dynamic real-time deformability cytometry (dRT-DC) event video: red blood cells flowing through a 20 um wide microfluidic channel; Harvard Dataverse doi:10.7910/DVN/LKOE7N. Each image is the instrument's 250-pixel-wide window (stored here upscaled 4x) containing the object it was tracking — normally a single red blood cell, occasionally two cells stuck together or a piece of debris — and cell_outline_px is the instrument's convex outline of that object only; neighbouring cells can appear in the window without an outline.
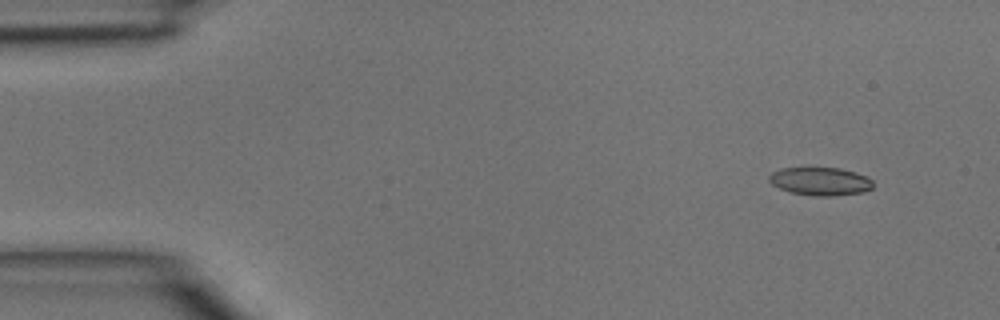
{"species": "common noctule bat (a hibernating species)", "species_latin": "Nyctalus noctula", "temperature_condition": "room temperature", "stored_images_in_passage": 5, "camera_frame_rate_fps": 3000, "um_per_image_px": 0.085, "animal": {"sex": "male", "body_mass_g": 15.6}, "frame": {"image": 1, "passage_image": 2, "time_ms": 0.333, "image_size_px": [1000, 320], "cell_outline_px": [[872, 188], [864, 192], [832, 196], [812, 196], [792, 192], [780, 188], [772, 184], [768, 180], [768, 176], [772, 172], [780, 168], [840, 168], [856, 172], [868, 176], [872, 180]], "centroid_in_image_um": [69.74, 15.41], "position_along_channel_um": 15.3, "area_um2": 17.11}}
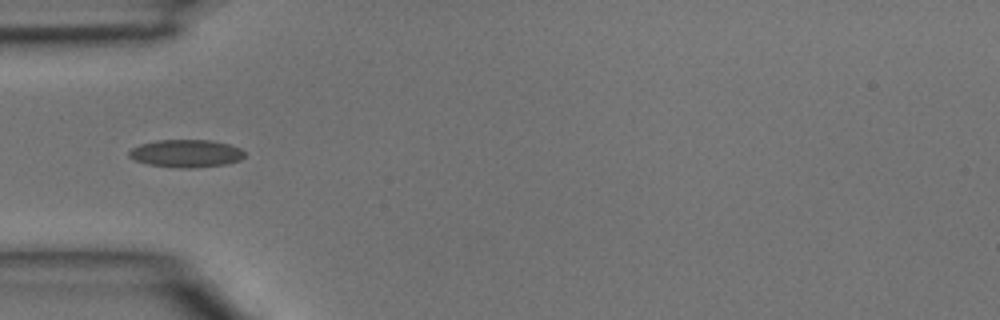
{"frame": {"image": 2, "passage_image": 4, "time_ms": 1.0, "image_size_px": [1000, 320], "cell_outline_px": [[244, 156], [240, 160], [228, 164], [196, 168], [180, 168], [148, 164], [136, 160], [128, 156], [128, 152], [132, 148], [140, 144], [156, 140], [208, 140], [228, 144], [240, 148], [244, 152]], "centroid_in_image_um": [15.82, 13.05], "position_along_channel_um": 69.2, "area_um2": 18.67}}